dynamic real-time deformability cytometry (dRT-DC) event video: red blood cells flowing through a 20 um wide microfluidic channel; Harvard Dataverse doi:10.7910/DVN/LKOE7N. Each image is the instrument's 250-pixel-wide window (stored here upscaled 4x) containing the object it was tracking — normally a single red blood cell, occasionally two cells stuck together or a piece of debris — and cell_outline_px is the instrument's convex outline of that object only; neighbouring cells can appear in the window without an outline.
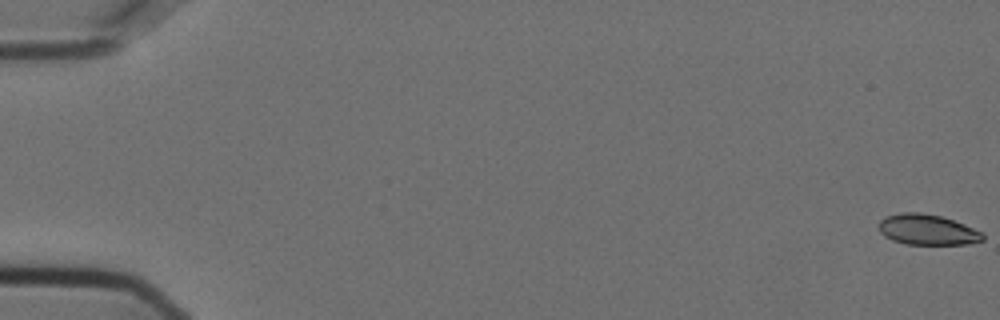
{"species": "Egyptian fruit bat (a non-hibernating species)", "species_latin": "Rousettus aegyptiacus", "temperature_condition": "cold", "stored_images_in_passage": 47, "camera_frame_rate_fps": 3000, "um_per_image_px": 0.085, "animal": {"sex": "female"}, "frame": {"image": 1, "passage_image": 1, "time_ms": 0.0, "image_size_px": [1000, 320], "cell_outline_px": [[984, 240], [968, 244], [908, 244], [892, 240], [884, 236], [880, 232], [880, 220], [884, 216], [900, 212], [920, 212], [940, 216], [964, 224], [984, 232]], "centroid_in_image_um": [78.83, 19.52], "position_along_channel_um": 6.2, "area_um2": 18.55}}
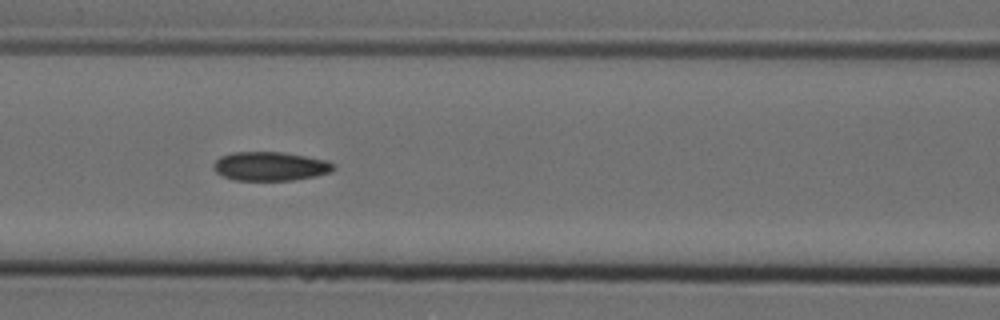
{"frame": {"image": 2, "passage_image": 26, "time_ms": 8.333, "image_size_px": [1000, 320], "cell_outline_px": [[336, 168], [332, 172], [316, 176], [292, 180], [232, 180], [216, 172], [212, 168], [212, 164], [220, 156], [232, 152], [284, 152], [328, 160], [336, 164]], "centroid_in_image_um": [23.0, 14.13], "position_along_channel_um": 143.6, "area_um2": 20.52}}
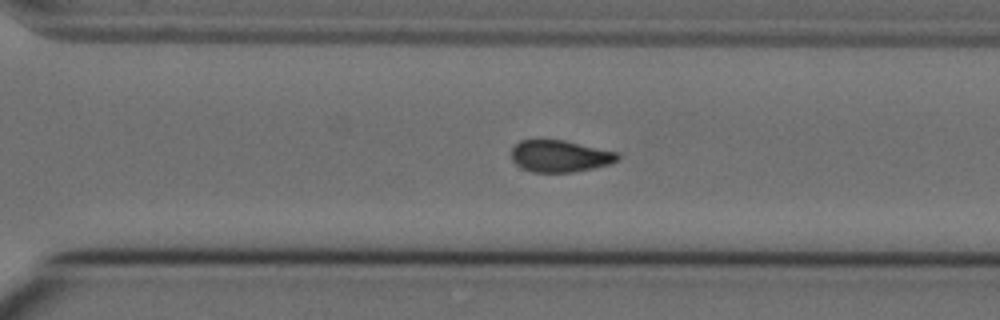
{"frame": {"image": 3, "passage_image": 41, "time_ms": 13.333, "image_size_px": [1000, 320], "cell_outline_px": [[620, 160], [608, 164], [592, 168], [572, 172], [532, 172], [516, 164], [512, 160], [512, 148], [520, 140], [564, 140], [616, 152], [620, 156]], "centroid_in_image_um": [47.59, 13.27], "position_along_channel_um": 323.0, "area_um2": 19.48}, "authors_computed_cell_mechanics": {"area_um2": 20.4034, "velocity_mm_per_s": 3.6059, "shape_relaxation_time_tau1_ms": null, "shape_relaxation_time_tau2_ms": 7.9037, "deformation_change_tau1": null, "deformation_change_tau2": 0.1027}}